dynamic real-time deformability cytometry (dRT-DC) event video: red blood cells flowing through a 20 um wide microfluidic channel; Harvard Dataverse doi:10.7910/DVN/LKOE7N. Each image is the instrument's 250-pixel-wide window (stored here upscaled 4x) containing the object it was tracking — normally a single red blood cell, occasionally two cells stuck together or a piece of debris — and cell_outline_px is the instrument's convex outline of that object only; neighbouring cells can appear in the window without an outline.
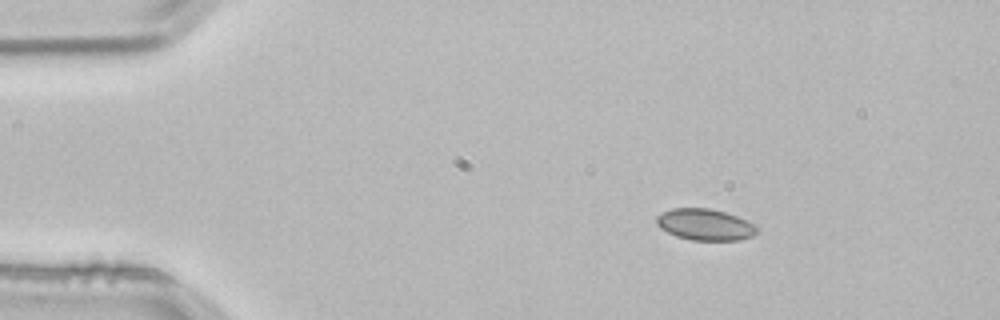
{"species": "common noctule bat (a hibernating species)", "species_latin": "Nyctalus noctula", "temperature_condition": "room temperature", "stored_images_in_passage": 3, "camera_frame_rate_fps": 3000, "um_per_image_px": 0.085, "animal": {"sex": "male", "body_mass_g": 21.5, "forearm_length_mm": 52.0}, "frame": {"image": 1, "passage_image": 1, "time_ms": 0.0, "image_size_px": [1000, 320], "cell_outline_px": [[760, 228], [752, 236], [740, 240], [692, 240], [676, 236], [660, 228], [656, 224], [656, 216], [672, 208], [708, 208], [724, 212], [736, 216], [756, 224]], "centroid_in_image_um": [59.94, 19.09], "position_along_channel_um": 25.1, "area_um2": 18.38}}
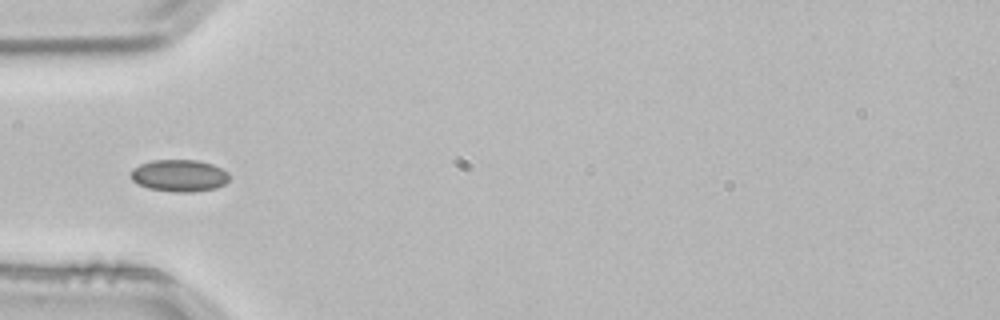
{"frame": {"image": 2, "passage_image": 3, "time_ms": 0.667, "image_size_px": [1000, 320], "cell_outline_px": [[228, 180], [224, 184], [216, 188], [192, 192], [172, 192], [148, 188], [136, 184], [132, 180], [132, 168], [140, 164], [152, 160], [196, 160], [212, 164], [228, 172]], "centroid_in_image_um": [15.22, 14.93], "position_along_channel_um": 69.8, "area_um2": 18.38}}